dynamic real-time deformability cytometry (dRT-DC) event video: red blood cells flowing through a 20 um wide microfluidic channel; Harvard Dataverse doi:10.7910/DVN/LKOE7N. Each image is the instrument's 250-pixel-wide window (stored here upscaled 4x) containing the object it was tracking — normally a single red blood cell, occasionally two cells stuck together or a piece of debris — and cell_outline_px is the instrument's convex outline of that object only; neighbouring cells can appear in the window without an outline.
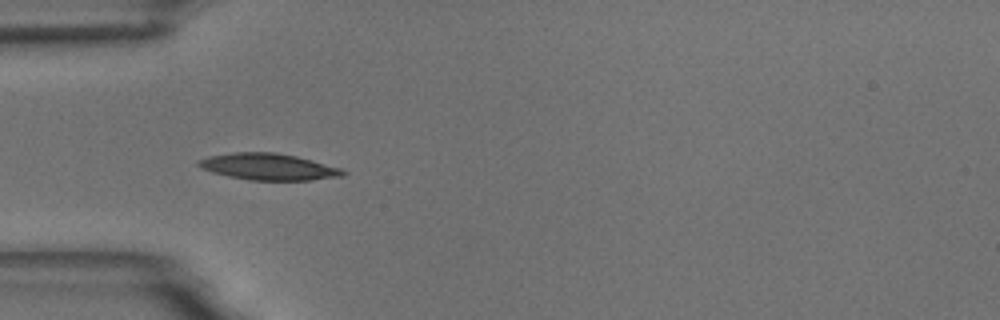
{"species": "common noctule bat (a hibernating species)", "species_latin": "Nyctalus noctula", "temperature_condition": "room temperature", "stored_images_in_passage": 39, "camera_frame_rate_fps": 3000, "um_per_image_px": 0.085, "animal": {"sex": "male", "body_mass_g": 18.8}, "frame": {"image": 1, "passage_image": 1, "time_ms": 0.0, "image_size_px": [1000, 320], "cell_outline_px": [[348, 172], [344, 176], [312, 180], [248, 180], [228, 176], [212, 172], [200, 168], [196, 164], [196, 160], [208, 156], [236, 152], [276, 152], [296, 156], [312, 160], [340, 168]], "centroid_in_image_um": [22.8, 14.17], "position_along_channel_um": 62.2, "area_um2": 22.48}}
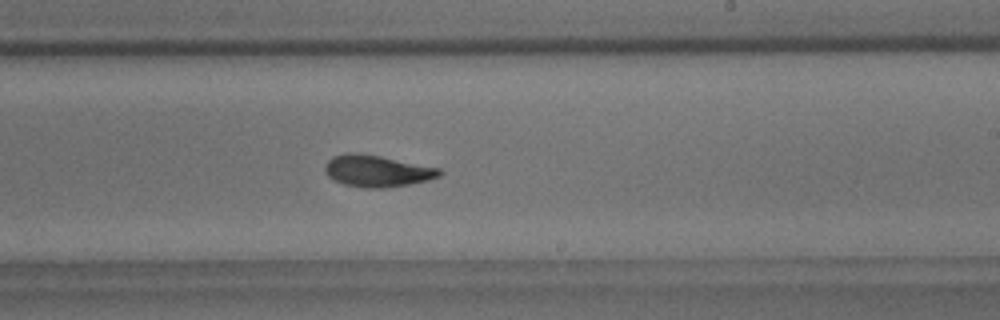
{"frame": {"image": 2, "passage_image": 17, "time_ms": 5.333, "image_size_px": [1000, 320], "cell_outline_px": [[444, 172], [440, 176], [428, 180], [408, 184], [384, 188], [364, 188], [344, 184], [328, 176], [324, 172], [324, 164], [332, 156], [348, 152], [356, 152], [380, 156], [440, 168]], "centroid_in_image_um": [32.03, 14.52], "position_along_channel_um": 257.0, "area_um2": 21.21}, "authors_computed_cell_mechanics": {"area_um2": 20.9814, "velocity_mm_per_s": 3.6836, "shape_relaxation_time_tau1_ms": 6.2381, "shape_relaxation_time_tau2_ms": 2.5605, "deformation_change_tau1": 0.1578, "deformation_change_tau2": 0.0812}}